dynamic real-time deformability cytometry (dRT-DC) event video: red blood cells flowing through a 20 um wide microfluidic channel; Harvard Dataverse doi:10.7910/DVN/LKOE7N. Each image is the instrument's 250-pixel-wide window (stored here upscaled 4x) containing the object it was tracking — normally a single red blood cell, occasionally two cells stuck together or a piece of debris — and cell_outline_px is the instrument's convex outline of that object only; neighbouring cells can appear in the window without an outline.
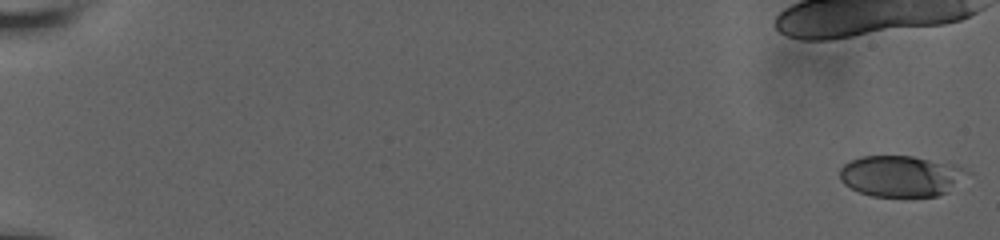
{"species": "human", "species_latin": "Homo sapiens", "temperature_condition": "room temperature", "stored_images_in_passage": 47, "camera_frame_rate_fps": 3000, "um_per_image_px": 0.085, "donor": {"sex": "male"}, "frame": {"image": 1, "passage_image": 1, "time_ms": 0.0, "image_size_px": [1000, 240], "cell_outline_px": [[972, 172], [948, 192], [936, 196], [908, 200], [872, 196], [860, 192], [844, 184], [840, 180], [840, 168], [844, 164], [860, 156], [912, 156], [956, 164]], "centroid_in_image_um": [76.63, 15.01], "position_along_channel_um": 8.4, "area_um2": 31.56}, "authors_computed_cell_mechanics": {"area_um2": 31.0386, "velocity_mm_per_s": 3.8086, "shape_relaxation_time_tau1_ms": 4.8132, "shape_relaxation_time_tau2_ms": 1.1513, "deformation_change_tau1": 0.1611, "deformation_change_tau2": 0.0775}}